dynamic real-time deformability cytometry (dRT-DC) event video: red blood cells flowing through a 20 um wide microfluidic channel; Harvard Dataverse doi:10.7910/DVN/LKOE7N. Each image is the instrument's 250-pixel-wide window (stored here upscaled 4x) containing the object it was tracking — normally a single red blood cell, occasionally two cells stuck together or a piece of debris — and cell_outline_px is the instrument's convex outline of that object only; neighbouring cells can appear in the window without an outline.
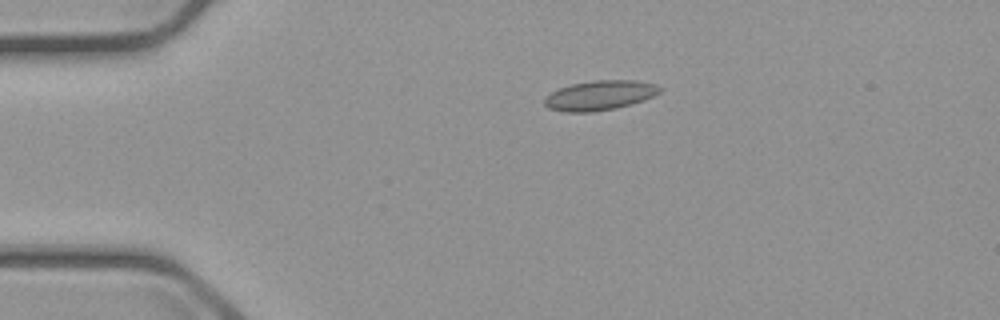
{"species": "common noctule bat (a hibernating species)", "species_latin": "Nyctalus noctula", "temperature_condition": "cold", "stored_images_in_passage": 6, "camera_frame_rate_fps": 3000, "um_per_image_px": 0.085, "animal": {"sex": "male", "body_mass_g": 23.1, "forearm_length_mm": 52.7}, "frame": {"image": 1, "passage_image": 4, "time_ms": 3.667, "image_size_px": [1000, 320], "cell_outline_px": [[660, 92], [644, 100], [632, 104], [616, 108], [588, 112], [564, 112], [548, 108], [544, 104], [544, 100], [552, 92], [560, 88], [572, 84], [592, 80], [636, 80], [656, 84], [660, 88]], "centroid_in_image_um": [50.99, 8.1], "position_along_channel_um": 34.0, "area_um2": 19.83}}
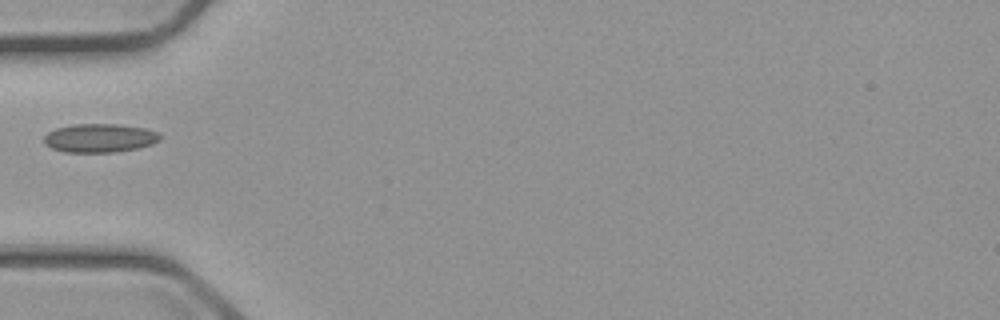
{"frame": {"image": 2, "passage_image": 6, "time_ms": 6.0, "image_size_px": [1000, 320], "cell_outline_px": [[160, 140], [152, 144], [136, 148], [116, 152], [64, 152], [52, 148], [44, 144], [44, 136], [48, 132], [56, 128], [72, 124], [116, 124], [144, 128], [160, 132]], "centroid_in_image_um": [8.46, 11.73], "position_along_channel_um": 76.5, "area_um2": 19.42}}